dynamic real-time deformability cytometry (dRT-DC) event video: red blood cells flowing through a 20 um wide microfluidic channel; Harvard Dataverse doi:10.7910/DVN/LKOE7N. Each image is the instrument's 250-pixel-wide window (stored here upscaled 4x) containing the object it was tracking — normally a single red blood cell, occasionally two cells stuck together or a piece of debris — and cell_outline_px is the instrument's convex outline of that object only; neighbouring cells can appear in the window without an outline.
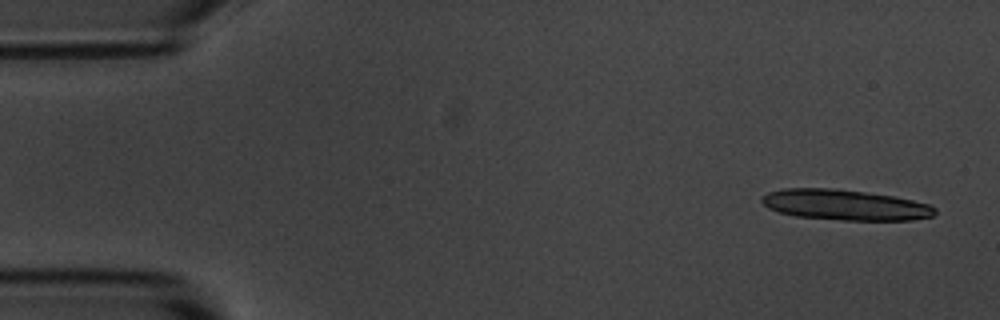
{"species": "common noctule bat (a hibernating species)", "species_latin": "Nyctalus noctula", "temperature_condition": "room temperature", "stored_images_in_passage": 9, "camera_frame_rate_fps": 3000, "um_per_image_px": 0.085, "animal": {"sex": "male", "body_mass_g": 20.1, "forearm_length_mm": 53.5}, "frame": {"image": 1, "passage_image": 1, "time_ms": 0.0, "image_size_px": [1000, 320], "cell_outline_px": [[936, 212], [932, 216], [912, 220], [844, 220], [796, 216], [780, 212], [768, 208], [760, 200], [760, 196], [768, 192], [784, 188], [836, 188], [892, 196], [912, 200], [928, 204], [936, 208]], "centroid_in_image_um": [71.79, 17.41], "position_along_channel_um": 13.2, "area_um2": 30.75}}
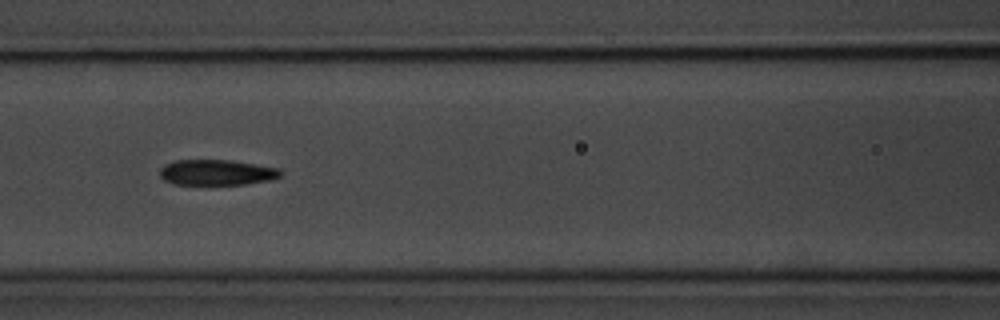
{"frame": {"image": 2, "passage_image": 7, "time_ms": 7.0, "image_size_px": [1000, 320], "cell_outline_px": [[284, 172], [280, 176], [272, 180], [244, 184], [172, 184], [164, 180], [160, 176], [160, 168], [164, 164], [176, 160], [232, 160], [280, 168]], "centroid_in_image_um": [18.44, 14.65], "position_along_channel_um": 148.2, "area_um2": 18.15}}
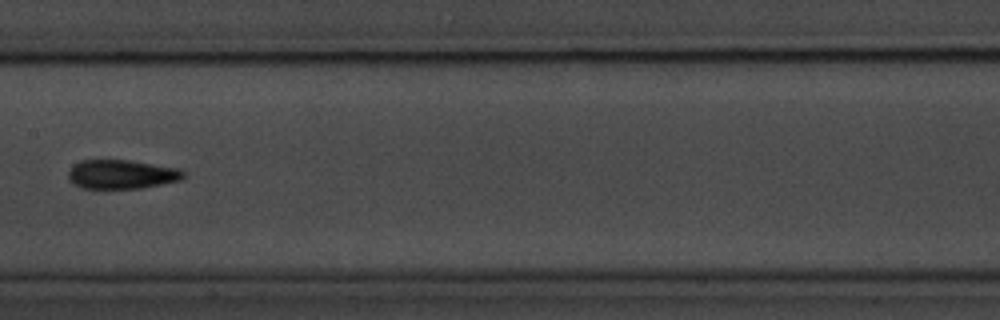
{"frame": {"image": 3, "passage_image": 8, "time_ms": 8.333, "image_size_px": [1000, 320], "cell_outline_px": [[184, 176], [180, 180], [140, 188], [84, 188], [68, 180], [68, 172], [72, 164], [80, 160], [128, 160], [180, 168], [184, 172]], "centroid_in_image_um": [10.31, 14.8], "position_along_channel_um": 197.1, "area_um2": 19.42}}